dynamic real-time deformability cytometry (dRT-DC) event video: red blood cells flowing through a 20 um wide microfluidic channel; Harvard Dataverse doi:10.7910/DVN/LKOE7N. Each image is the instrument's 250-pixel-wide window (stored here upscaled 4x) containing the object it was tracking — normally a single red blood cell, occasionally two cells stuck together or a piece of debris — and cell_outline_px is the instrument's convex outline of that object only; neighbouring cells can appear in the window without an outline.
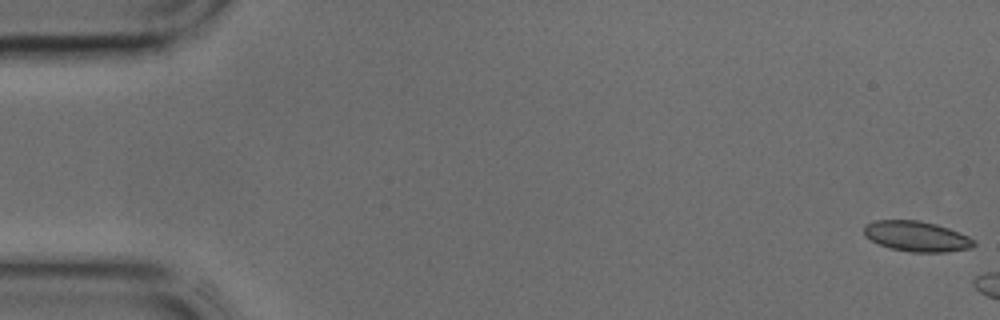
{"species": "common noctule bat (a hibernating species)", "species_latin": "Nyctalus noctula", "temperature_condition": "cold", "stored_images_in_passage": 3, "camera_frame_rate_fps": 3000, "um_per_image_px": 0.085, "animal": {"sex": "male", "body_mass_g": 17.9, "forearm_length_mm": 54.2}, "frame": {"image": 1, "passage_image": 1, "time_ms": 0.0, "image_size_px": [1000, 320], "cell_outline_px": [[976, 244], [972, 248], [948, 252], [912, 252], [892, 248], [880, 244], [864, 236], [864, 224], [876, 220], [920, 220], [936, 224], [960, 232], [976, 240]], "centroid_in_image_um": [77.95, 20.08], "position_along_channel_um": 7.1, "area_um2": 19.54}}